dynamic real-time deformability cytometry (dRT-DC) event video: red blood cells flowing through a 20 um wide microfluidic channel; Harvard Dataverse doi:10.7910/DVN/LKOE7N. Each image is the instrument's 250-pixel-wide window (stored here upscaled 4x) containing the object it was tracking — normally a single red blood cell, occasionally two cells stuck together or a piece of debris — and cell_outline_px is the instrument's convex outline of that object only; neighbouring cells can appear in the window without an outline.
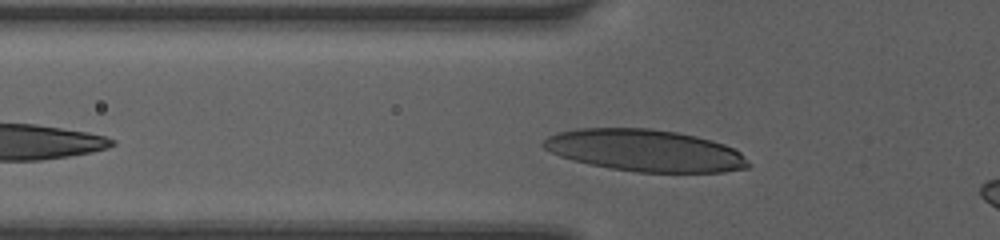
{"species": "human", "species_latin": "Homo sapiens", "temperature_condition": "room temperature", "stored_images_in_passage": 26, "camera_frame_rate_fps": 3000, "um_per_image_px": 0.085, "donor": {"sex": "female"}, "frame": {"image": 1, "passage_image": 2, "time_ms": 0.333, "image_size_px": [1000, 240], "cell_outline_px": [[752, 164], [748, 168], [724, 172], [636, 172], [588, 164], [572, 160], [560, 156], [544, 148], [540, 144], [548, 136], [560, 132], [576, 128], [652, 128], [676, 132], [696, 136], [712, 140], [724, 144], [740, 152]], "centroid_in_image_um": [54.84, 12.79], "position_along_channel_um": 71.0, "area_um2": 50.11}}
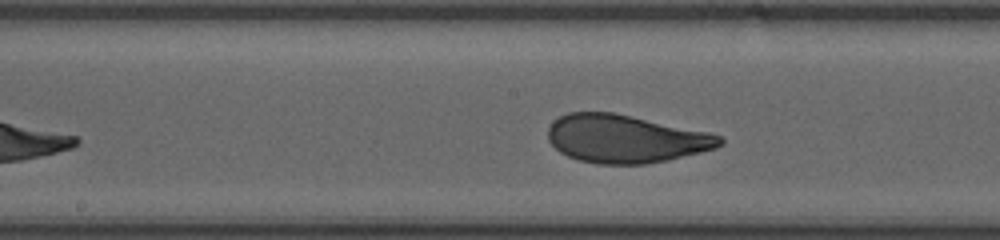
{"frame": {"image": 2, "passage_image": 11, "time_ms": 3.333, "image_size_px": [1000, 240], "cell_outline_px": [[724, 144], [716, 148], [668, 160], [644, 164], [600, 164], [580, 160], [568, 156], [560, 152], [548, 140], [548, 128], [552, 120], [568, 112], [612, 112], [632, 116], [708, 132], [720, 136], [724, 140]], "centroid_in_image_um": [53.15, 11.79], "position_along_channel_um": 195.0, "area_um2": 47.97}}
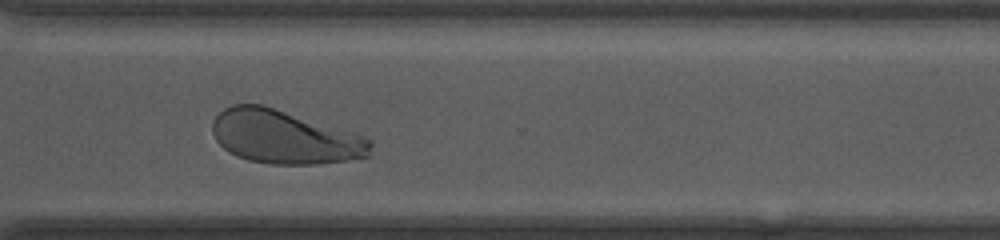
{"frame": {"image": 3, "passage_image": 22, "time_ms": 7.0, "image_size_px": [1000, 240], "cell_outline_px": [[372, 144], [368, 156], [344, 160], [316, 164], [268, 164], [248, 160], [236, 156], [228, 152], [216, 140], [212, 132], [212, 120], [224, 108], [232, 104], [264, 104], [356, 132], [372, 140]], "centroid_in_image_um": [24.18, 11.63], "position_along_channel_um": 346.4, "area_um2": 49.77}, "authors_computed_cell_mechanics": {"area_um2": 48.3497, "velocity_mm_per_s": 4.1471, "shape_relaxation_time_tau1_ms": 2.7615, "shape_relaxation_time_tau2_ms": null, "deformation_change_tau1": 0.1446, "deformation_change_tau2": null}}